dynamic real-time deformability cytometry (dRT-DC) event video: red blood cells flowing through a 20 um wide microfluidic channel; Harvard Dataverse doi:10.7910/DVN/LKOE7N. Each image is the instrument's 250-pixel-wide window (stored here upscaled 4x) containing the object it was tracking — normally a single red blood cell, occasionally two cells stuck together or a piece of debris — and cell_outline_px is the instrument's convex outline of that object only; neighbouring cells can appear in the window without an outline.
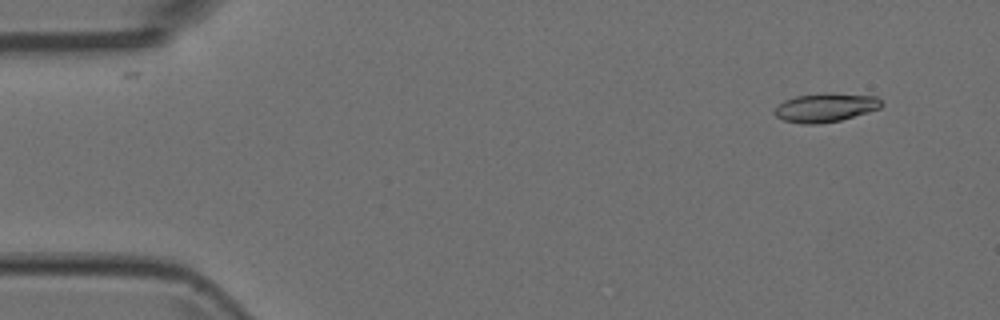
{"species": "Egyptian fruit bat (a non-hibernating species)", "species_latin": "Rousettus aegyptiacus", "temperature_condition": "room temperature", "stored_images_in_passage": 4, "camera_frame_rate_fps": 3000, "um_per_image_px": 0.085, "animal": {"sex": "female"}, "frame": {"image": 1, "passage_image": 1, "time_ms": 0.0, "image_size_px": [1000, 320], "cell_outline_px": [[884, 104], [880, 108], [868, 112], [840, 120], [816, 124], [804, 124], [784, 120], [776, 116], [772, 112], [784, 100], [796, 96], [828, 92], [832, 92], [876, 96]], "centroid_in_image_um": [70.18, 9.12], "position_along_channel_um": 14.8, "area_um2": 17.98}}
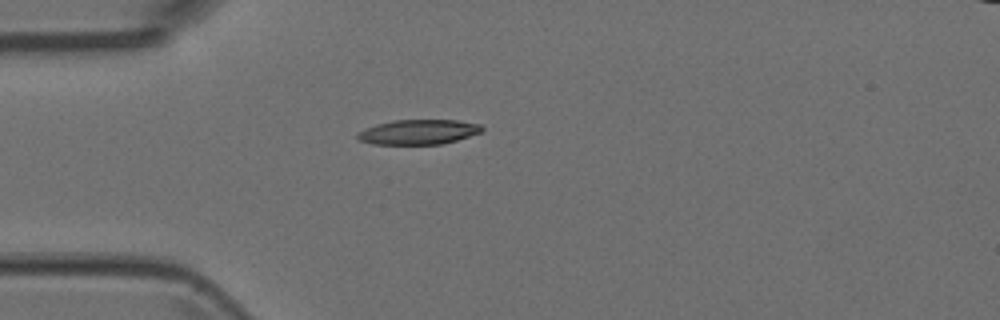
{"frame": {"image": 2, "passage_image": 4, "time_ms": 1.0, "image_size_px": [1000, 320], "cell_outline_px": [[484, 128], [480, 132], [456, 140], [440, 144], [372, 144], [360, 140], [356, 136], [360, 132], [376, 124], [392, 120], [456, 120], [480, 124]], "centroid_in_image_um": [35.57, 11.21], "position_along_channel_um": 49.4, "area_um2": 17.74}}